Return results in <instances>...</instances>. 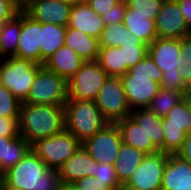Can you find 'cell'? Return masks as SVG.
I'll return each mask as SVG.
<instances>
[{
	"mask_svg": "<svg viewBox=\"0 0 191 190\" xmlns=\"http://www.w3.org/2000/svg\"><path fill=\"white\" fill-rule=\"evenodd\" d=\"M65 2H68L70 5H78V4H83L86 3L87 0H63Z\"/></svg>",
	"mask_w": 191,
	"mask_h": 190,
	"instance_id": "c3c4849f",
	"label": "cell"
},
{
	"mask_svg": "<svg viewBox=\"0 0 191 190\" xmlns=\"http://www.w3.org/2000/svg\"><path fill=\"white\" fill-rule=\"evenodd\" d=\"M167 158L168 154L162 151L146 154L126 184L144 190H161Z\"/></svg>",
	"mask_w": 191,
	"mask_h": 190,
	"instance_id": "7c38bea8",
	"label": "cell"
},
{
	"mask_svg": "<svg viewBox=\"0 0 191 190\" xmlns=\"http://www.w3.org/2000/svg\"><path fill=\"white\" fill-rule=\"evenodd\" d=\"M119 2L120 0H87L86 4L101 16Z\"/></svg>",
	"mask_w": 191,
	"mask_h": 190,
	"instance_id": "60d3db41",
	"label": "cell"
},
{
	"mask_svg": "<svg viewBox=\"0 0 191 190\" xmlns=\"http://www.w3.org/2000/svg\"><path fill=\"white\" fill-rule=\"evenodd\" d=\"M19 136L18 118H3L0 116V137Z\"/></svg>",
	"mask_w": 191,
	"mask_h": 190,
	"instance_id": "f35d334b",
	"label": "cell"
},
{
	"mask_svg": "<svg viewBox=\"0 0 191 190\" xmlns=\"http://www.w3.org/2000/svg\"><path fill=\"white\" fill-rule=\"evenodd\" d=\"M130 116L136 121L140 128L144 130L148 141L164 153V129L162 117L152 112L149 108L134 109Z\"/></svg>",
	"mask_w": 191,
	"mask_h": 190,
	"instance_id": "44dd1931",
	"label": "cell"
},
{
	"mask_svg": "<svg viewBox=\"0 0 191 190\" xmlns=\"http://www.w3.org/2000/svg\"><path fill=\"white\" fill-rule=\"evenodd\" d=\"M85 62L73 49L63 45L43 63V66L68 81Z\"/></svg>",
	"mask_w": 191,
	"mask_h": 190,
	"instance_id": "ffe728a7",
	"label": "cell"
},
{
	"mask_svg": "<svg viewBox=\"0 0 191 190\" xmlns=\"http://www.w3.org/2000/svg\"><path fill=\"white\" fill-rule=\"evenodd\" d=\"M145 153L122 142L114 167L120 184L127 183L142 163Z\"/></svg>",
	"mask_w": 191,
	"mask_h": 190,
	"instance_id": "d4e9b609",
	"label": "cell"
},
{
	"mask_svg": "<svg viewBox=\"0 0 191 190\" xmlns=\"http://www.w3.org/2000/svg\"><path fill=\"white\" fill-rule=\"evenodd\" d=\"M67 26L41 23V65L61 46L65 44Z\"/></svg>",
	"mask_w": 191,
	"mask_h": 190,
	"instance_id": "83f0119b",
	"label": "cell"
},
{
	"mask_svg": "<svg viewBox=\"0 0 191 190\" xmlns=\"http://www.w3.org/2000/svg\"><path fill=\"white\" fill-rule=\"evenodd\" d=\"M58 190H79L74 183L61 182Z\"/></svg>",
	"mask_w": 191,
	"mask_h": 190,
	"instance_id": "bcb514c9",
	"label": "cell"
},
{
	"mask_svg": "<svg viewBox=\"0 0 191 190\" xmlns=\"http://www.w3.org/2000/svg\"><path fill=\"white\" fill-rule=\"evenodd\" d=\"M64 116L65 129L80 143L109 124L94 100H67L64 106Z\"/></svg>",
	"mask_w": 191,
	"mask_h": 190,
	"instance_id": "277c9868",
	"label": "cell"
},
{
	"mask_svg": "<svg viewBox=\"0 0 191 190\" xmlns=\"http://www.w3.org/2000/svg\"><path fill=\"white\" fill-rule=\"evenodd\" d=\"M160 87L183 93L185 96L191 95V88L184 82L179 70L163 72Z\"/></svg>",
	"mask_w": 191,
	"mask_h": 190,
	"instance_id": "d590c367",
	"label": "cell"
},
{
	"mask_svg": "<svg viewBox=\"0 0 191 190\" xmlns=\"http://www.w3.org/2000/svg\"><path fill=\"white\" fill-rule=\"evenodd\" d=\"M2 25H3V23H2V22H0V32H1Z\"/></svg>",
	"mask_w": 191,
	"mask_h": 190,
	"instance_id": "f907efd6",
	"label": "cell"
},
{
	"mask_svg": "<svg viewBox=\"0 0 191 190\" xmlns=\"http://www.w3.org/2000/svg\"><path fill=\"white\" fill-rule=\"evenodd\" d=\"M123 64H125V74L128 70L142 60L148 54V45L143 42H127L122 46Z\"/></svg>",
	"mask_w": 191,
	"mask_h": 190,
	"instance_id": "1f68e13d",
	"label": "cell"
},
{
	"mask_svg": "<svg viewBox=\"0 0 191 190\" xmlns=\"http://www.w3.org/2000/svg\"><path fill=\"white\" fill-rule=\"evenodd\" d=\"M68 27L99 39L105 25L102 17L95 13L86 3H83L72 6Z\"/></svg>",
	"mask_w": 191,
	"mask_h": 190,
	"instance_id": "d6986e66",
	"label": "cell"
},
{
	"mask_svg": "<svg viewBox=\"0 0 191 190\" xmlns=\"http://www.w3.org/2000/svg\"><path fill=\"white\" fill-rule=\"evenodd\" d=\"M40 41L41 23L34 21L24 12H21V32L17 42L18 51L14 57L41 64Z\"/></svg>",
	"mask_w": 191,
	"mask_h": 190,
	"instance_id": "9a60e30c",
	"label": "cell"
},
{
	"mask_svg": "<svg viewBox=\"0 0 191 190\" xmlns=\"http://www.w3.org/2000/svg\"><path fill=\"white\" fill-rule=\"evenodd\" d=\"M2 183H3V172L0 169V184H2Z\"/></svg>",
	"mask_w": 191,
	"mask_h": 190,
	"instance_id": "681fc988",
	"label": "cell"
},
{
	"mask_svg": "<svg viewBox=\"0 0 191 190\" xmlns=\"http://www.w3.org/2000/svg\"><path fill=\"white\" fill-rule=\"evenodd\" d=\"M74 184L79 190H112L108 185L101 183L98 178L93 176L80 178Z\"/></svg>",
	"mask_w": 191,
	"mask_h": 190,
	"instance_id": "ab89813d",
	"label": "cell"
},
{
	"mask_svg": "<svg viewBox=\"0 0 191 190\" xmlns=\"http://www.w3.org/2000/svg\"><path fill=\"white\" fill-rule=\"evenodd\" d=\"M161 190H191V165L176 154H168Z\"/></svg>",
	"mask_w": 191,
	"mask_h": 190,
	"instance_id": "e0dca14e",
	"label": "cell"
},
{
	"mask_svg": "<svg viewBox=\"0 0 191 190\" xmlns=\"http://www.w3.org/2000/svg\"><path fill=\"white\" fill-rule=\"evenodd\" d=\"M21 103L13 93L0 84V116L3 118H18Z\"/></svg>",
	"mask_w": 191,
	"mask_h": 190,
	"instance_id": "d6a6232c",
	"label": "cell"
},
{
	"mask_svg": "<svg viewBox=\"0 0 191 190\" xmlns=\"http://www.w3.org/2000/svg\"><path fill=\"white\" fill-rule=\"evenodd\" d=\"M21 32V12L4 22L0 32V59L14 57L18 51Z\"/></svg>",
	"mask_w": 191,
	"mask_h": 190,
	"instance_id": "4316f807",
	"label": "cell"
},
{
	"mask_svg": "<svg viewBox=\"0 0 191 190\" xmlns=\"http://www.w3.org/2000/svg\"><path fill=\"white\" fill-rule=\"evenodd\" d=\"M164 153L176 154L182 147L186 135L191 133V95L185 96L165 117Z\"/></svg>",
	"mask_w": 191,
	"mask_h": 190,
	"instance_id": "52a82bcc",
	"label": "cell"
},
{
	"mask_svg": "<svg viewBox=\"0 0 191 190\" xmlns=\"http://www.w3.org/2000/svg\"><path fill=\"white\" fill-rule=\"evenodd\" d=\"M121 131L122 142L132 146L145 154L159 151L148 137L144 130L139 127L136 121L129 115L116 123Z\"/></svg>",
	"mask_w": 191,
	"mask_h": 190,
	"instance_id": "cb8c5ba5",
	"label": "cell"
},
{
	"mask_svg": "<svg viewBox=\"0 0 191 190\" xmlns=\"http://www.w3.org/2000/svg\"><path fill=\"white\" fill-rule=\"evenodd\" d=\"M97 62L109 77H121L125 74V64H123L120 47H100Z\"/></svg>",
	"mask_w": 191,
	"mask_h": 190,
	"instance_id": "f1b7e54d",
	"label": "cell"
},
{
	"mask_svg": "<svg viewBox=\"0 0 191 190\" xmlns=\"http://www.w3.org/2000/svg\"><path fill=\"white\" fill-rule=\"evenodd\" d=\"M148 55L162 72L177 71L181 57V39L156 38L148 45Z\"/></svg>",
	"mask_w": 191,
	"mask_h": 190,
	"instance_id": "2e32d148",
	"label": "cell"
},
{
	"mask_svg": "<svg viewBox=\"0 0 191 190\" xmlns=\"http://www.w3.org/2000/svg\"><path fill=\"white\" fill-rule=\"evenodd\" d=\"M97 162L81 146L74 155L66 161L59 169L60 181L64 183H75L80 178L93 176Z\"/></svg>",
	"mask_w": 191,
	"mask_h": 190,
	"instance_id": "ac0fdd59",
	"label": "cell"
},
{
	"mask_svg": "<svg viewBox=\"0 0 191 190\" xmlns=\"http://www.w3.org/2000/svg\"><path fill=\"white\" fill-rule=\"evenodd\" d=\"M18 12L10 0H0V22L11 20Z\"/></svg>",
	"mask_w": 191,
	"mask_h": 190,
	"instance_id": "b9f144b4",
	"label": "cell"
},
{
	"mask_svg": "<svg viewBox=\"0 0 191 190\" xmlns=\"http://www.w3.org/2000/svg\"><path fill=\"white\" fill-rule=\"evenodd\" d=\"M19 135L31 145L65 129L64 106L21 103L18 115Z\"/></svg>",
	"mask_w": 191,
	"mask_h": 190,
	"instance_id": "7a4b0ae2",
	"label": "cell"
},
{
	"mask_svg": "<svg viewBox=\"0 0 191 190\" xmlns=\"http://www.w3.org/2000/svg\"><path fill=\"white\" fill-rule=\"evenodd\" d=\"M73 49L85 61H97L99 41L80 30L66 27L65 44Z\"/></svg>",
	"mask_w": 191,
	"mask_h": 190,
	"instance_id": "7402d4cb",
	"label": "cell"
},
{
	"mask_svg": "<svg viewBox=\"0 0 191 190\" xmlns=\"http://www.w3.org/2000/svg\"><path fill=\"white\" fill-rule=\"evenodd\" d=\"M119 190H144V189H140L131 185H127L126 183L121 184V186L119 187Z\"/></svg>",
	"mask_w": 191,
	"mask_h": 190,
	"instance_id": "7dc6e473",
	"label": "cell"
},
{
	"mask_svg": "<svg viewBox=\"0 0 191 190\" xmlns=\"http://www.w3.org/2000/svg\"><path fill=\"white\" fill-rule=\"evenodd\" d=\"M184 97L183 93L161 87L148 108L158 116L165 117Z\"/></svg>",
	"mask_w": 191,
	"mask_h": 190,
	"instance_id": "4dcf8cb0",
	"label": "cell"
},
{
	"mask_svg": "<svg viewBox=\"0 0 191 190\" xmlns=\"http://www.w3.org/2000/svg\"><path fill=\"white\" fill-rule=\"evenodd\" d=\"M126 2L120 1L116 5H114L110 10L106 13L102 14L101 17L104 21V25H112V24H121L125 18V10H126Z\"/></svg>",
	"mask_w": 191,
	"mask_h": 190,
	"instance_id": "74e56055",
	"label": "cell"
},
{
	"mask_svg": "<svg viewBox=\"0 0 191 190\" xmlns=\"http://www.w3.org/2000/svg\"><path fill=\"white\" fill-rule=\"evenodd\" d=\"M68 100L67 80L42 66L24 103L62 105Z\"/></svg>",
	"mask_w": 191,
	"mask_h": 190,
	"instance_id": "8992f818",
	"label": "cell"
},
{
	"mask_svg": "<svg viewBox=\"0 0 191 190\" xmlns=\"http://www.w3.org/2000/svg\"><path fill=\"white\" fill-rule=\"evenodd\" d=\"M58 171L50 169L30 149L12 168L3 173L1 190H58Z\"/></svg>",
	"mask_w": 191,
	"mask_h": 190,
	"instance_id": "6da1fadb",
	"label": "cell"
},
{
	"mask_svg": "<svg viewBox=\"0 0 191 190\" xmlns=\"http://www.w3.org/2000/svg\"><path fill=\"white\" fill-rule=\"evenodd\" d=\"M43 65L31 60L8 57L0 59V84L24 102L38 70Z\"/></svg>",
	"mask_w": 191,
	"mask_h": 190,
	"instance_id": "5b68a950",
	"label": "cell"
},
{
	"mask_svg": "<svg viewBox=\"0 0 191 190\" xmlns=\"http://www.w3.org/2000/svg\"><path fill=\"white\" fill-rule=\"evenodd\" d=\"M162 75L163 72L147 54L120 77L131 111L149 107L161 88Z\"/></svg>",
	"mask_w": 191,
	"mask_h": 190,
	"instance_id": "3957f363",
	"label": "cell"
},
{
	"mask_svg": "<svg viewBox=\"0 0 191 190\" xmlns=\"http://www.w3.org/2000/svg\"><path fill=\"white\" fill-rule=\"evenodd\" d=\"M94 101L109 123H117L131 113L120 77H108Z\"/></svg>",
	"mask_w": 191,
	"mask_h": 190,
	"instance_id": "30bf717a",
	"label": "cell"
},
{
	"mask_svg": "<svg viewBox=\"0 0 191 190\" xmlns=\"http://www.w3.org/2000/svg\"><path fill=\"white\" fill-rule=\"evenodd\" d=\"M108 77L97 61H86L67 81L68 100H95Z\"/></svg>",
	"mask_w": 191,
	"mask_h": 190,
	"instance_id": "9c48e42d",
	"label": "cell"
},
{
	"mask_svg": "<svg viewBox=\"0 0 191 190\" xmlns=\"http://www.w3.org/2000/svg\"><path fill=\"white\" fill-rule=\"evenodd\" d=\"M123 24L132 35L147 45L158 38L153 16L132 14V9L126 7Z\"/></svg>",
	"mask_w": 191,
	"mask_h": 190,
	"instance_id": "484cf974",
	"label": "cell"
},
{
	"mask_svg": "<svg viewBox=\"0 0 191 190\" xmlns=\"http://www.w3.org/2000/svg\"><path fill=\"white\" fill-rule=\"evenodd\" d=\"M72 5L63 0H34L24 13L39 23L68 26Z\"/></svg>",
	"mask_w": 191,
	"mask_h": 190,
	"instance_id": "5bb4252c",
	"label": "cell"
},
{
	"mask_svg": "<svg viewBox=\"0 0 191 190\" xmlns=\"http://www.w3.org/2000/svg\"><path fill=\"white\" fill-rule=\"evenodd\" d=\"M31 149V144L20 135L0 137V169L4 173L16 165Z\"/></svg>",
	"mask_w": 191,
	"mask_h": 190,
	"instance_id": "603a6c76",
	"label": "cell"
},
{
	"mask_svg": "<svg viewBox=\"0 0 191 190\" xmlns=\"http://www.w3.org/2000/svg\"><path fill=\"white\" fill-rule=\"evenodd\" d=\"M13 6L19 11L24 12V10L34 1V0H10Z\"/></svg>",
	"mask_w": 191,
	"mask_h": 190,
	"instance_id": "f6af8a7d",
	"label": "cell"
},
{
	"mask_svg": "<svg viewBox=\"0 0 191 190\" xmlns=\"http://www.w3.org/2000/svg\"><path fill=\"white\" fill-rule=\"evenodd\" d=\"M94 177L98 178V181L101 183L108 185L111 189H119L121 186L114 165L97 163L95 165Z\"/></svg>",
	"mask_w": 191,
	"mask_h": 190,
	"instance_id": "8d00e7d4",
	"label": "cell"
},
{
	"mask_svg": "<svg viewBox=\"0 0 191 190\" xmlns=\"http://www.w3.org/2000/svg\"><path fill=\"white\" fill-rule=\"evenodd\" d=\"M186 19V24L191 29V0H177Z\"/></svg>",
	"mask_w": 191,
	"mask_h": 190,
	"instance_id": "ee69618b",
	"label": "cell"
},
{
	"mask_svg": "<svg viewBox=\"0 0 191 190\" xmlns=\"http://www.w3.org/2000/svg\"><path fill=\"white\" fill-rule=\"evenodd\" d=\"M81 144L97 163L114 165L122 144L121 131L116 123H109Z\"/></svg>",
	"mask_w": 191,
	"mask_h": 190,
	"instance_id": "8fae6325",
	"label": "cell"
},
{
	"mask_svg": "<svg viewBox=\"0 0 191 190\" xmlns=\"http://www.w3.org/2000/svg\"><path fill=\"white\" fill-rule=\"evenodd\" d=\"M164 0H126L128 8L132 9V14L153 16L156 20Z\"/></svg>",
	"mask_w": 191,
	"mask_h": 190,
	"instance_id": "e575fe53",
	"label": "cell"
},
{
	"mask_svg": "<svg viewBox=\"0 0 191 190\" xmlns=\"http://www.w3.org/2000/svg\"><path fill=\"white\" fill-rule=\"evenodd\" d=\"M176 155L191 165V133L186 135L183 145Z\"/></svg>",
	"mask_w": 191,
	"mask_h": 190,
	"instance_id": "7bdbcfd3",
	"label": "cell"
},
{
	"mask_svg": "<svg viewBox=\"0 0 191 190\" xmlns=\"http://www.w3.org/2000/svg\"><path fill=\"white\" fill-rule=\"evenodd\" d=\"M82 144L66 129L49 138H42L31 149L50 168L58 169L68 161Z\"/></svg>",
	"mask_w": 191,
	"mask_h": 190,
	"instance_id": "ba28073f",
	"label": "cell"
},
{
	"mask_svg": "<svg viewBox=\"0 0 191 190\" xmlns=\"http://www.w3.org/2000/svg\"><path fill=\"white\" fill-rule=\"evenodd\" d=\"M155 29L160 38H179L191 35V29L177 0H164L155 20Z\"/></svg>",
	"mask_w": 191,
	"mask_h": 190,
	"instance_id": "4fadbf2b",
	"label": "cell"
},
{
	"mask_svg": "<svg viewBox=\"0 0 191 190\" xmlns=\"http://www.w3.org/2000/svg\"><path fill=\"white\" fill-rule=\"evenodd\" d=\"M180 65L177 66L184 82L191 88V35L181 39Z\"/></svg>",
	"mask_w": 191,
	"mask_h": 190,
	"instance_id": "836d02e7",
	"label": "cell"
},
{
	"mask_svg": "<svg viewBox=\"0 0 191 190\" xmlns=\"http://www.w3.org/2000/svg\"><path fill=\"white\" fill-rule=\"evenodd\" d=\"M98 41L99 47H120L127 42H141L123 23L105 26Z\"/></svg>",
	"mask_w": 191,
	"mask_h": 190,
	"instance_id": "f546056e",
	"label": "cell"
}]
</instances>
